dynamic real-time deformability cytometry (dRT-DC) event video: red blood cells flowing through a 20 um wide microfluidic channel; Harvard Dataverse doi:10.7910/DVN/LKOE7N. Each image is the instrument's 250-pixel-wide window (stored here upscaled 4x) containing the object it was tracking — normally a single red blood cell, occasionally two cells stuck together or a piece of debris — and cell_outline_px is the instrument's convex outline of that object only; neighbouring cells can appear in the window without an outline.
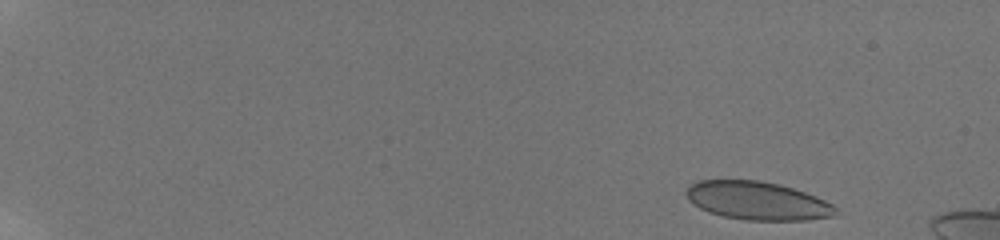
{"species": "human", "species_latin": "Homo sapiens", "temperature_condition": "room temperature", "stored_images_in_passage": 16, "camera_frame_rate_fps": 3000, "um_per_image_px": 0.085, "donor": {"sex": "male"}, "frame": {"image": 1, "passage_image": 3, "time_ms": 0.667, "image_size_px": [1000, 240], "cell_outline_px": [[836, 212], [832, 216], [808, 220], [744, 220], [724, 216], [708, 212], [692, 204], [688, 200], [684, 192], [688, 184], [700, 180], [760, 180], [780, 184], [816, 196], [832, 204], [836, 208]], "centroid_in_image_um": [64.32, 17.05], "position_along_channel_um": 20.7, "area_um2": 33.47}}